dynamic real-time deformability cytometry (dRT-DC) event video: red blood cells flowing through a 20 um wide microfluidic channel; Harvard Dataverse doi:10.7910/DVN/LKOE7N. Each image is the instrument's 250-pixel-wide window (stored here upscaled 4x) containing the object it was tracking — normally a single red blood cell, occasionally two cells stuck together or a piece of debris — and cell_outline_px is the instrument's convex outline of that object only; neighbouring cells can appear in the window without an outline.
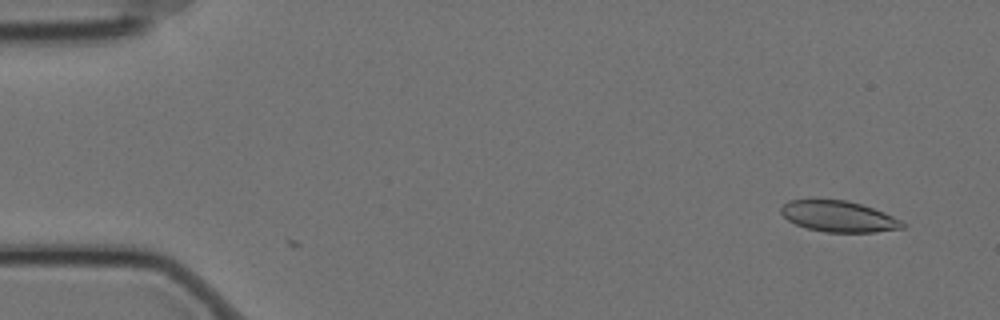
{"species": "Egyptian fruit bat (a non-hibernating species)", "species_latin": "Rousettus aegyptiacus", "temperature_condition": "cold", "stored_images_in_passage": 3, "camera_frame_rate_fps": 3000, "um_per_image_px": 0.085, "animal": {"sex": "female"}, "frame": {"image": 1, "passage_image": 3, "time_ms": 0.667, "image_size_px": [1000, 320], "cell_outline_px": [[904, 228], [876, 232], [824, 232], [808, 228], [796, 224], [788, 220], [780, 212], [780, 208], [788, 200], [848, 200], [884, 212], [900, 220], [904, 224]], "centroid_in_image_um": [71.27, 18.4], "position_along_channel_um": 13.7, "area_um2": 21.73}}